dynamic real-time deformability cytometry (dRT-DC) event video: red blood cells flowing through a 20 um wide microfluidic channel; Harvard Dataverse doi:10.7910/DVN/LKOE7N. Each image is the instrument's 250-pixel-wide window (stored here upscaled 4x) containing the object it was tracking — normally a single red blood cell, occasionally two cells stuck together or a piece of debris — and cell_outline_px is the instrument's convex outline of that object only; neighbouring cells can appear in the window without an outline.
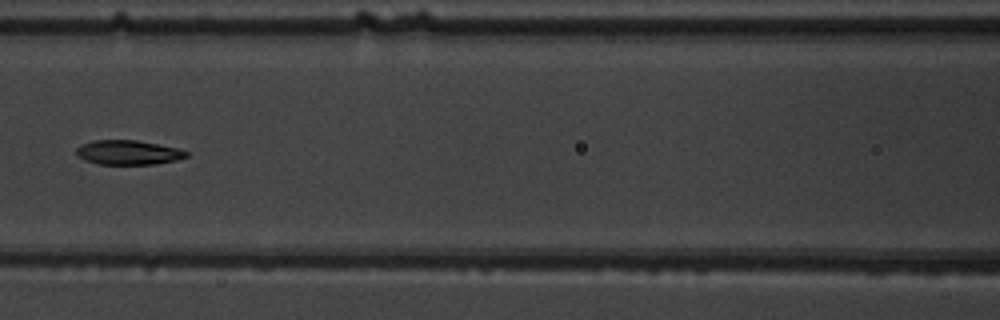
{"species": "common noctule bat (a hibernating species)", "species_latin": "Nyctalus noctula", "temperature_condition": "warm", "stored_images_in_passage": 7, "camera_frame_rate_fps": 3000, "um_per_image_px": 0.085, "animal": {"sex": "male", "body_mass_g": 19.5, "forearm_length_mm": 54.6}, "frame": {"image": 1, "passage_image": 7, "time_ms": 7.0, "image_size_px": [1000, 320], "cell_outline_px": [[188, 156], [176, 160], [152, 164], [100, 164], [84, 160], [76, 156], [76, 148], [80, 144], [92, 140], [136, 140], [180, 148], [188, 152]], "centroid_in_image_um": [10.87, 12.95], "position_along_channel_um": 155.7, "area_um2": 15.78}}